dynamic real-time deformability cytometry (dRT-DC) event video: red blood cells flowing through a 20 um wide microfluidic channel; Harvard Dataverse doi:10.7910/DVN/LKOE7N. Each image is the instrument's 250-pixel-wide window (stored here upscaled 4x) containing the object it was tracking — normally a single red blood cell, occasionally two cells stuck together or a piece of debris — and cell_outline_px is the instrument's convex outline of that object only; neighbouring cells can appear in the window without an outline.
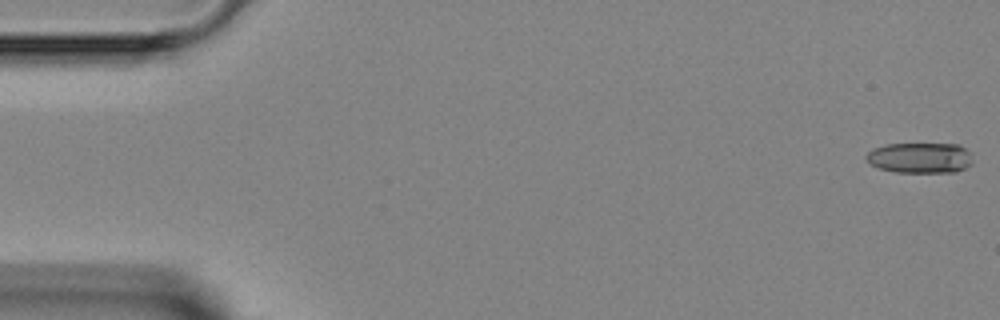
{"species": "Egyptian fruit bat (a non-hibernating species)", "species_latin": "Rousettus aegyptiacus", "temperature_condition": "room temperature", "stored_images_in_passage": 39, "camera_frame_rate_fps": 3000, "um_per_image_px": 0.085, "animal": {"sex": "female"}, "frame": {"image": 1, "passage_image": 1, "time_ms": 0.0, "image_size_px": [1000, 320], "cell_outline_px": [[972, 164], [956, 172], [896, 172], [880, 168], [872, 164], [864, 156], [872, 148], [884, 144], [960, 144], [972, 152]], "centroid_in_image_um": [78.24, 13.4], "position_along_channel_um": 6.8, "area_um2": 19.13}}
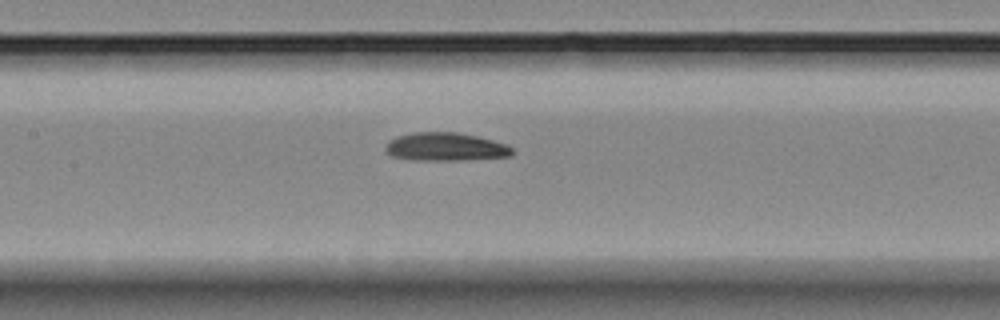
{"frame": {"image": 2, "passage_image": 22, "time_ms": 7.0, "image_size_px": [1000, 320], "cell_outline_px": [[512, 156], [464, 160], [412, 160], [392, 156], [384, 148], [388, 140], [396, 136], [412, 132], [456, 132], [476, 136], [508, 144], [512, 148]], "centroid_in_image_um": [37.85, 12.48], "position_along_channel_um": 169.5, "area_um2": 20.98}}
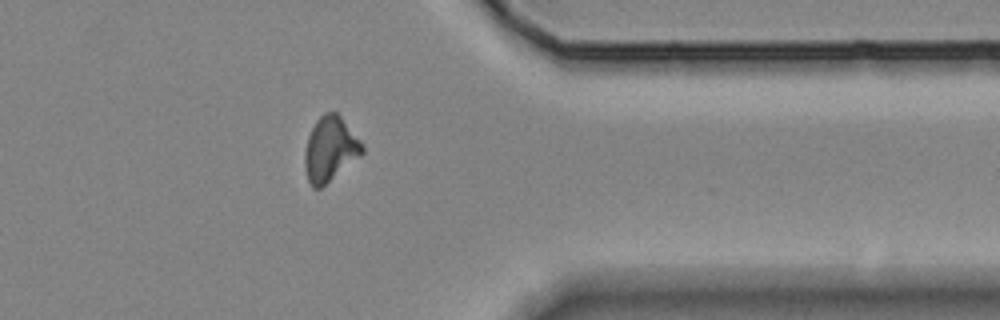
{"frame": {"image": 3, "passage_image": 38, "time_ms": 12.333, "image_size_px": [1000, 320], "cell_outline_px": [[364, 152], [360, 156], [320, 188], [312, 188], [308, 180], [304, 168], [304, 152], [308, 136], [316, 120], [324, 112], [336, 112], [340, 116], [364, 144]], "centroid_in_image_um": [28.05, 12.67], "position_along_channel_um": 383.4, "area_um2": 21.56}}